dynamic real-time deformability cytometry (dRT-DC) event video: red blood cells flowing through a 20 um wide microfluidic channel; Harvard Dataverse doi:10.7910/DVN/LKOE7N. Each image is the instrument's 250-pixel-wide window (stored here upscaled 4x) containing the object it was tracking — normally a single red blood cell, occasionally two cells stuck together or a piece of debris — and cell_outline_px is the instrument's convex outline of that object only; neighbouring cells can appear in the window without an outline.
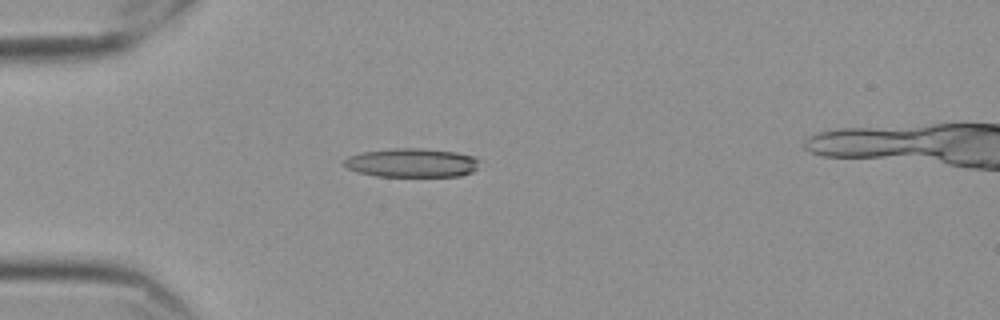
{"species": "Egyptian fruit bat (a non-hibernating species)", "species_latin": "Rousettus aegyptiacus", "temperature_condition": "cold", "stored_images_in_passage": 57, "camera_frame_rate_fps": 3000, "um_per_image_px": 0.085, "frame": {"image": 1, "passage_image": 16, "time_ms": 5.0, "image_size_px": [1000, 320], "cell_outline_px": [[480, 160], [476, 168], [472, 172], [460, 176], [376, 176], [356, 172], [348, 168], [344, 164], [344, 160], [348, 156], [364, 152], [396, 148], [420, 148], [456, 152], [476, 156]], "centroid_in_image_um": [35.03, 13.84], "position_along_channel_um": 50.0, "area_um2": 22.77}}
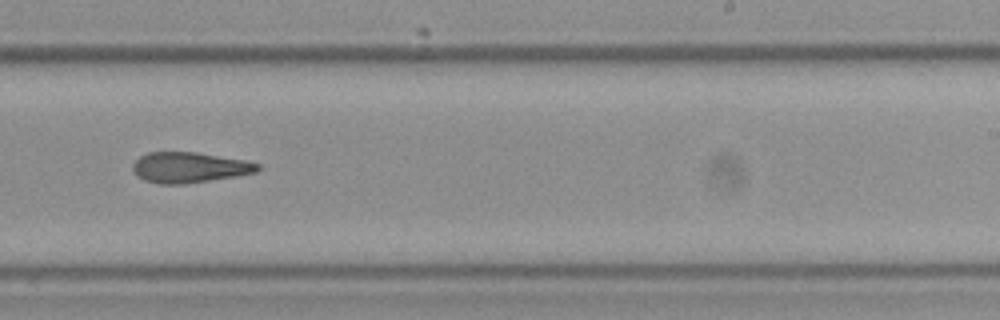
{"frame": {"image": 2, "passage_image": 36, "time_ms": 11.667, "image_size_px": [1000, 320], "cell_outline_px": [[260, 168], [256, 172], [236, 176], [184, 184], [160, 184], [144, 180], [136, 176], [132, 168], [132, 164], [140, 156], [148, 152], [196, 152], [244, 160], [260, 164]], "centroid_in_image_um": [16.06, 14.23], "position_along_channel_um": 272.9, "area_um2": 22.2}}
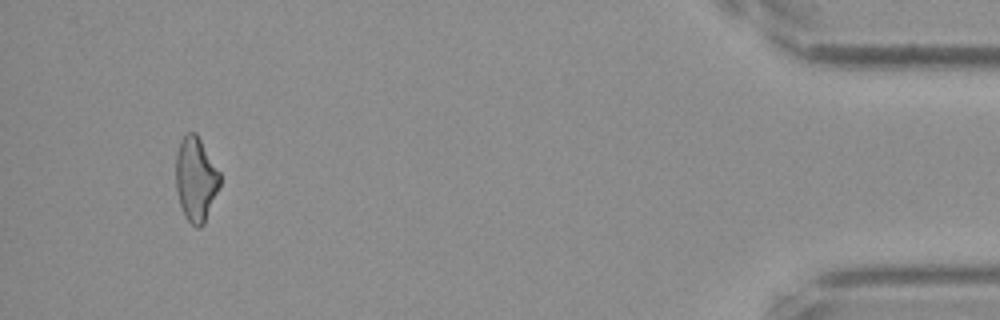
{"frame": {"image": 3, "passage_image": 54, "time_ms": 17.667, "image_size_px": [1000, 320], "cell_outline_px": [[220, 184], [204, 224], [200, 228], [196, 228], [184, 216], [176, 192], [176, 156], [180, 140], [188, 132], [196, 132], [220, 172]], "centroid_in_image_um": [16.63, 15.23], "position_along_channel_um": 418.6, "area_um2": 21.62}}